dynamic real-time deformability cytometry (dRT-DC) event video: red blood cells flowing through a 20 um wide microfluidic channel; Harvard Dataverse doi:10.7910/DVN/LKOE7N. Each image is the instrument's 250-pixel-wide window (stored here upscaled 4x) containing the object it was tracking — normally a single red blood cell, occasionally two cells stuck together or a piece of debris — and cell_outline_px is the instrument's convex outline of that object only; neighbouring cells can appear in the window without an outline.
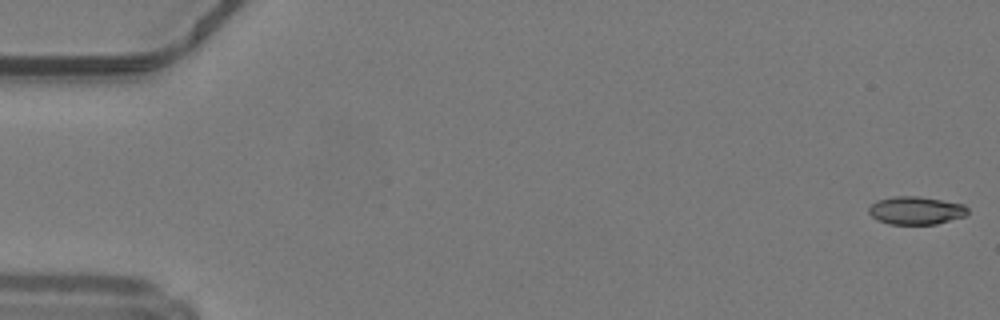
{"species": "common noctule bat (a hibernating species)", "species_latin": "Nyctalus noctula", "temperature_condition": "warm", "stored_images_in_passage": 49, "camera_frame_rate_fps": 3000, "um_per_image_px": 0.085, "animal": {"sex": "male", "body_mass_g": 19.2, "forearm_length_mm": 51.8}, "frame": {"image": 1, "passage_image": 1, "time_ms": 0.0, "image_size_px": [1000, 320], "cell_outline_px": [[968, 212], [964, 216], [936, 224], [888, 224], [876, 220], [868, 212], [868, 208], [876, 200], [892, 196], [920, 196], [964, 204], [968, 208]], "centroid_in_image_um": [77.83, 17.88], "position_along_channel_um": 7.2, "area_um2": 16.24}}
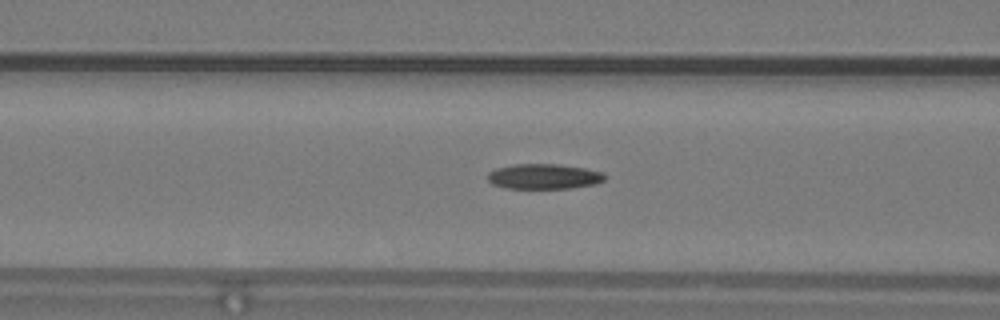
{"frame": {"image": 2, "passage_image": 20, "time_ms": 6.333, "image_size_px": [1000, 320], "cell_outline_px": [[604, 180], [596, 184], [572, 188], [504, 188], [492, 184], [488, 180], [488, 172], [496, 168], [516, 164], [556, 164], [584, 168], [604, 172]], "centroid_in_image_um": [46.22, 15.0], "position_along_channel_um": 120.4, "area_um2": 17.17}}
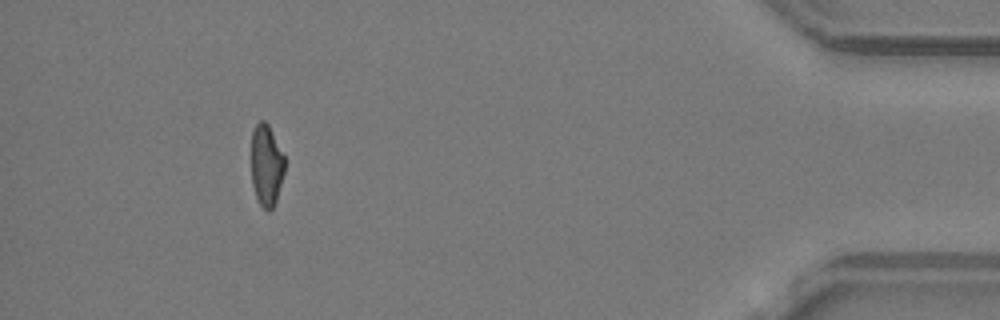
{"frame": {"image": 3, "passage_image": 45, "time_ms": 14.667, "image_size_px": [1000, 320], "cell_outline_px": [[284, 172], [276, 200], [272, 208], [268, 212], [260, 204], [256, 196], [252, 184], [252, 132], [256, 124], [260, 120], [264, 120], [268, 124], [284, 156]], "centroid_in_image_um": [22.64, 14.04], "position_along_channel_um": 412.6, "area_um2": 15.61}, "authors_computed_cell_mechanics": {"area_um2": 17.1088, "velocity_mm_per_s": 4.2614, "shape_relaxation_time_tau1_ms": null, "shape_relaxation_time_tau2_ms": 4.8777, "deformation_change_tau1": null, "deformation_change_tau2": 0.1298}}